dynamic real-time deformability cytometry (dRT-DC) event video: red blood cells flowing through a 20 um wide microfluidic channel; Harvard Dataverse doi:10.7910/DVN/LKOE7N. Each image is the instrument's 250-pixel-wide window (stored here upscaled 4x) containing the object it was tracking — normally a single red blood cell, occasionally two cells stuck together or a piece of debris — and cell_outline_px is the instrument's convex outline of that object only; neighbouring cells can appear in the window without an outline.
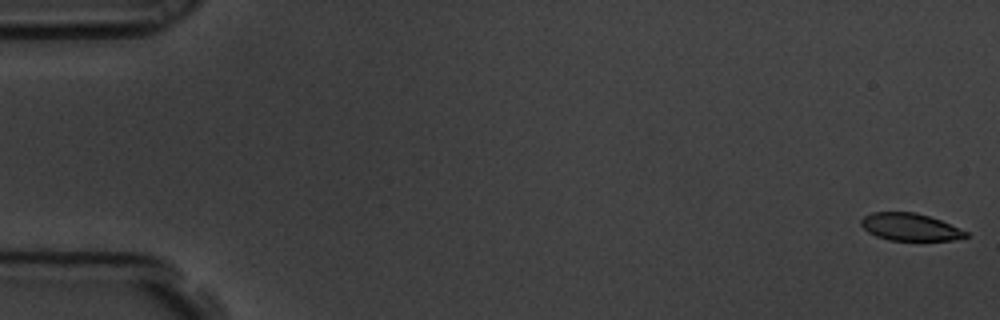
{"species": "common noctule bat (a hibernating species)", "species_latin": "Nyctalus noctula", "temperature_condition": "room temperature", "stored_images_in_passage": 6, "camera_frame_rate_fps": 3000, "um_per_image_px": 0.085, "animal": {"sex": "male", "body_mass_g": 19.5, "forearm_length_mm": 54.6}, "frame": {"image": 1, "passage_image": 1, "time_ms": 0.0, "image_size_px": [1000, 320], "cell_outline_px": [[968, 236], [952, 240], [888, 240], [876, 236], [868, 232], [860, 224], [860, 220], [864, 216], [872, 212], [916, 212], [940, 220], [968, 232]], "centroid_in_image_um": [77.32, 19.29], "position_along_channel_um": 7.7, "area_um2": 16.59}}
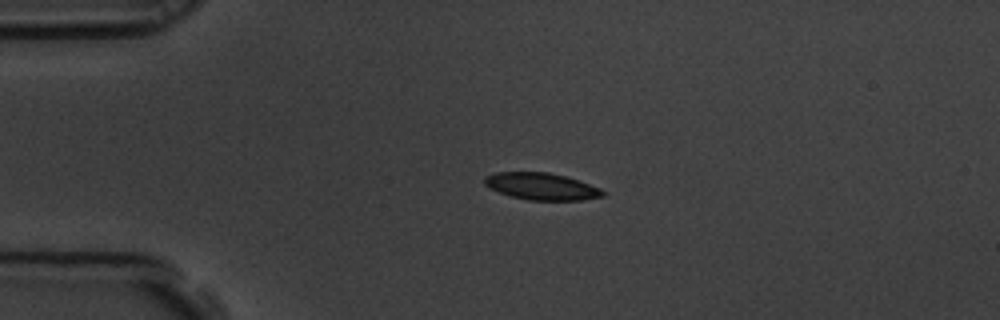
{"frame": {"image": 2, "passage_image": 5, "time_ms": 1.333, "image_size_px": [1000, 320], "cell_outline_px": [[604, 196], [584, 200], [528, 200], [512, 196], [500, 192], [484, 184], [484, 176], [496, 172], [548, 172], [564, 176], [600, 188], [604, 192]], "centroid_in_image_um": [46.02, 15.84], "position_along_channel_um": 39.0, "area_um2": 18.32}}
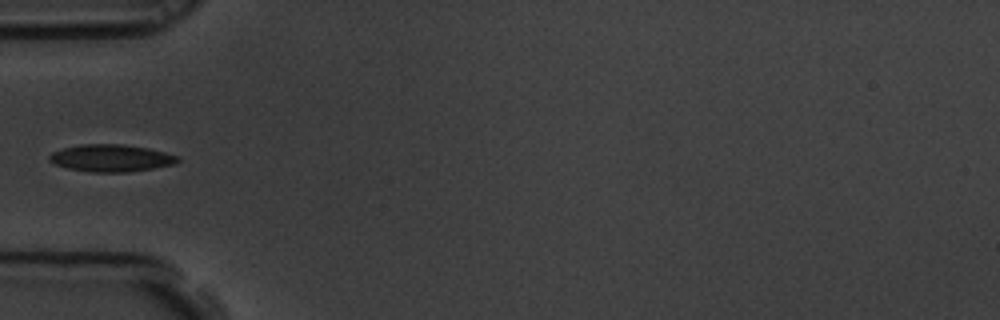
{"frame": {"image": 3, "passage_image": 6, "time_ms": 1.667, "image_size_px": [1000, 320], "cell_outline_px": [[180, 160], [176, 164], [128, 172], [92, 172], [68, 168], [52, 164], [48, 160], [48, 156], [52, 152], [64, 148], [80, 144], [124, 144], [148, 148], [164, 152], [176, 156]], "centroid_in_image_um": [9.41, 13.43], "position_along_channel_um": 75.6, "area_um2": 20.35}}